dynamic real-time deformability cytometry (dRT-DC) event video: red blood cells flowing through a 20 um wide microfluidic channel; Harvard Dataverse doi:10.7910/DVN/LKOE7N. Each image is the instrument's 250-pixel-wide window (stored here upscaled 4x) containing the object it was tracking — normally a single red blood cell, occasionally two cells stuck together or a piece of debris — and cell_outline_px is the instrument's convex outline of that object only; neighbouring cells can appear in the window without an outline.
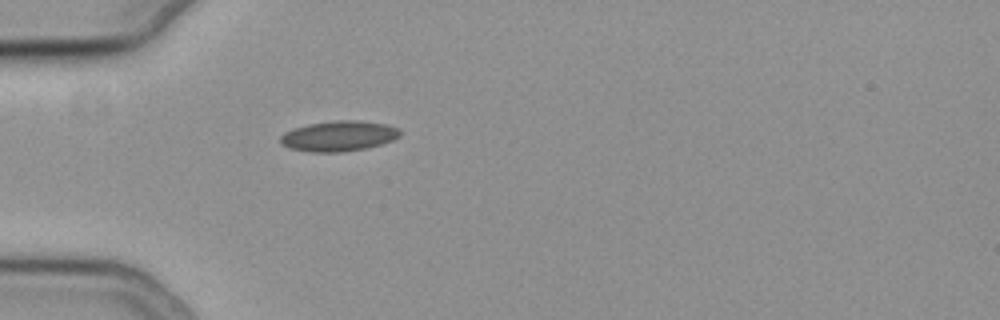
{"species": "common noctule bat (a hibernating species)", "species_latin": "Nyctalus noctula", "temperature_condition": "cold", "stored_images_in_passage": 39, "camera_frame_rate_fps": 3000, "um_per_image_px": 0.085, "animal": {"sex": "female", "body_mass_g": 19.3, "forearm_length_mm": 54.1}, "frame": {"image": 1, "passage_image": 1, "time_ms": 0.0, "image_size_px": [1000, 320], "cell_outline_px": [[400, 136], [392, 140], [380, 144], [364, 148], [344, 152], [312, 152], [288, 148], [280, 144], [280, 136], [284, 132], [292, 128], [308, 124], [336, 120], [360, 120], [388, 124], [400, 128]], "centroid_in_image_um": [28.77, 11.55], "position_along_channel_um": 56.2, "area_um2": 21.39}}
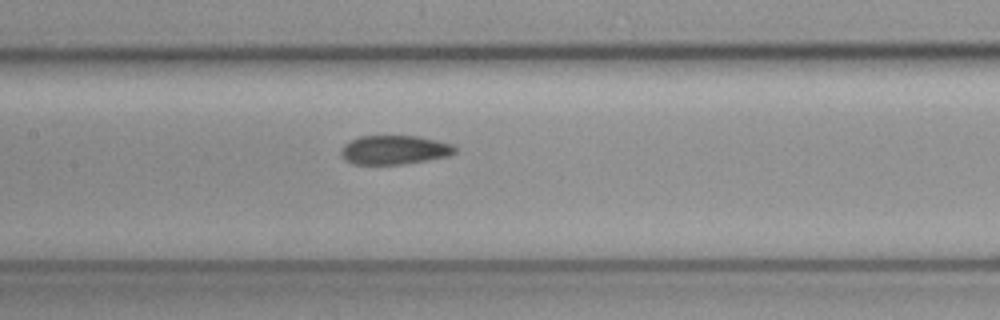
{"frame": {"image": 2, "passage_image": 11, "time_ms": 3.333, "image_size_px": [1000, 320], "cell_outline_px": [[456, 152], [448, 156], [404, 164], [352, 164], [340, 156], [340, 148], [344, 144], [360, 136], [416, 136], [456, 144]], "centroid_in_image_um": [33.52, 12.74], "position_along_channel_um": 173.9, "area_um2": 19.36}}
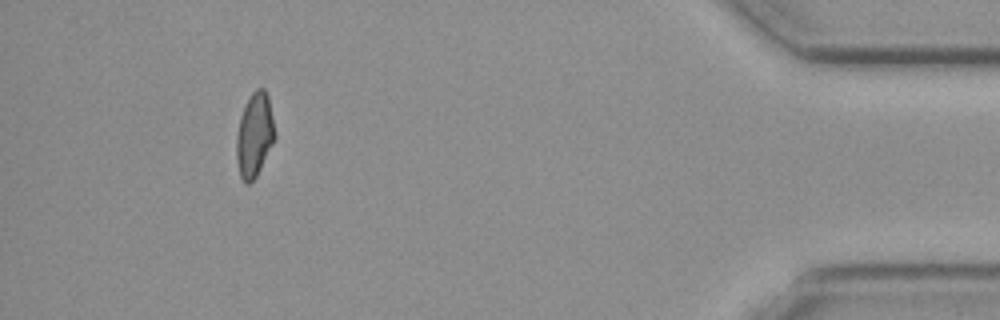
{"frame": {"image": 3, "passage_image": 35, "time_ms": 11.333, "image_size_px": [1000, 320], "cell_outline_px": [[276, 136], [256, 176], [248, 184], [244, 184], [240, 176], [236, 160], [236, 132], [240, 116], [244, 104], [252, 92], [256, 88], [264, 88], [268, 96], [276, 132]], "centroid_in_image_um": [21.61, 11.44], "position_along_channel_um": 413.6, "area_um2": 18.96}, "authors_computed_cell_mechanics": {"area_um2": 19.5364, "velocity_mm_per_s": 3.7799, "shape_relaxation_time_tau1_ms": null, "shape_relaxation_time_tau2_ms": 3.5004, "deformation_change_tau1": null, "deformation_change_tau2": 0.0731}}